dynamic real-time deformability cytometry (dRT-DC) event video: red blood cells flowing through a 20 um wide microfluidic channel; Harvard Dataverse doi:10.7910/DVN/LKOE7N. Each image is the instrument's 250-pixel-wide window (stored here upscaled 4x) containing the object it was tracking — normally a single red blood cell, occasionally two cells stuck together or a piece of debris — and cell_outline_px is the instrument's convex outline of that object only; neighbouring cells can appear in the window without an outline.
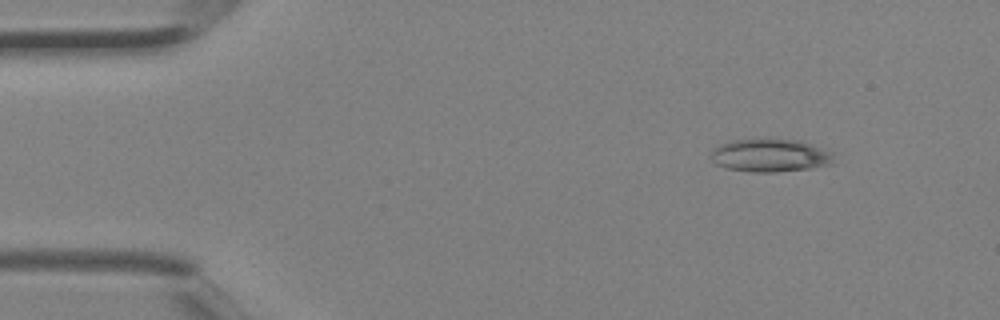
{"species": "Egyptian fruit bat (a non-hibernating species)", "species_latin": "Rousettus aegyptiacus", "temperature_condition": "room temperature", "stored_images_in_passage": 3, "camera_frame_rate_fps": 3000, "um_per_image_px": 0.085, "animal": {"sex": "female"}, "frame": {"image": 1, "passage_image": 1, "time_ms": 0.0, "image_size_px": [1000, 320], "cell_outline_px": [[832, 164], [812, 168], [776, 172], [752, 172], [728, 168], [716, 164], [712, 160], [712, 148], [728, 140], [764, 136], [772, 136], [804, 140], [832, 152]], "centroid_in_image_um": [65.46, 13.14], "position_along_channel_um": 19.5, "area_um2": 24.74}}